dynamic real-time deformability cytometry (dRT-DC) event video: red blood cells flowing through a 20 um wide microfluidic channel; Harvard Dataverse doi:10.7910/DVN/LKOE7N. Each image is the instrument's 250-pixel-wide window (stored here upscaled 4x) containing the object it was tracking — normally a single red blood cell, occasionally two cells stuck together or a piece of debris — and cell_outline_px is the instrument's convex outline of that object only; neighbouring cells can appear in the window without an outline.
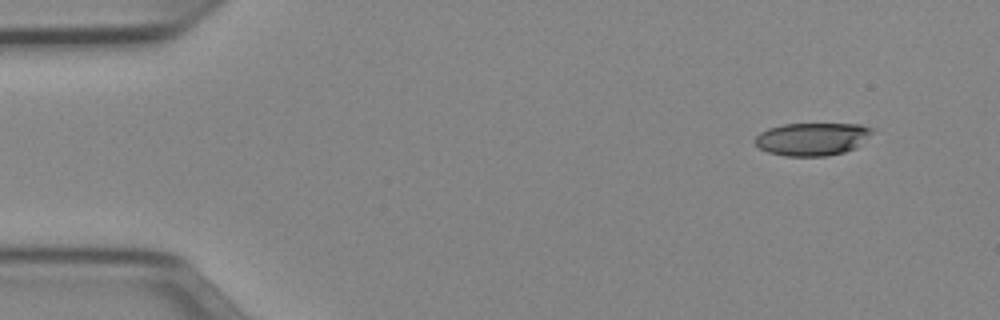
{"species": "Egyptian fruit bat (a non-hibernating species)", "species_latin": "Rousettus aegyptiacus", "temperature_condition": "cold", "stored_images_in_passage": 47, "camera_frame_rate_fps": 3000, "um_per_image_px": 0.085, "animal": {"sex": "female"}, "frame": {"image": 1, "passage_image": 1, "time_ms": 0.0, "image_size_px": [1000, 320], "cell_outline_px": [[876, 128], [856, 148], [844, 152], [828, 156], [784, 156], [768, 152], [760, 148], [756, 144], [756, 136], [760, 132], [768, 128], [784, 124], [860, 124]], "centroid_in_image_um": [69.05, 11.81], "position_along_channel_um": 15.9, "area_um2": 22.43}}
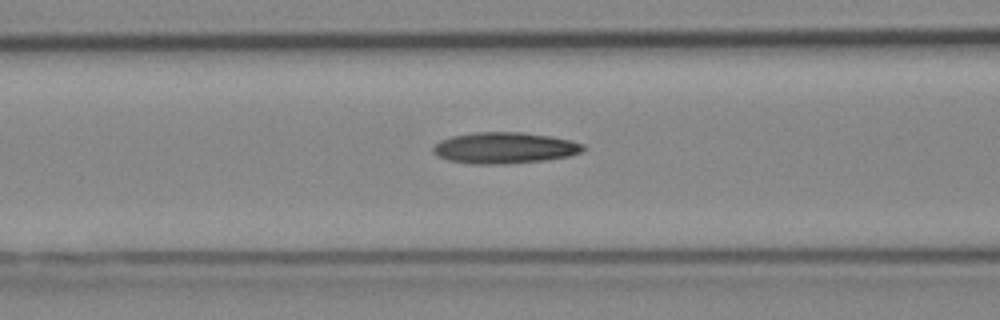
{"frame": {"image": 2, "passage_image": 17, "time_ms": 5.333, "image_size_px": [1000, 320], "cell_outline_px": [[588, 148], [580, 152], [568, 156], [544, 160], [508, 164], [472, 164], [448, 160], [432, 152], [432, 148], [440, 140], [452, 136], [472, 132], [520, 132], [552, 136], [572, 140], [584, 144]], "centroid_in_image_um": [42.91, 12.56], "position_along_channel_um": 123.7, "area_um2": 27.46}}
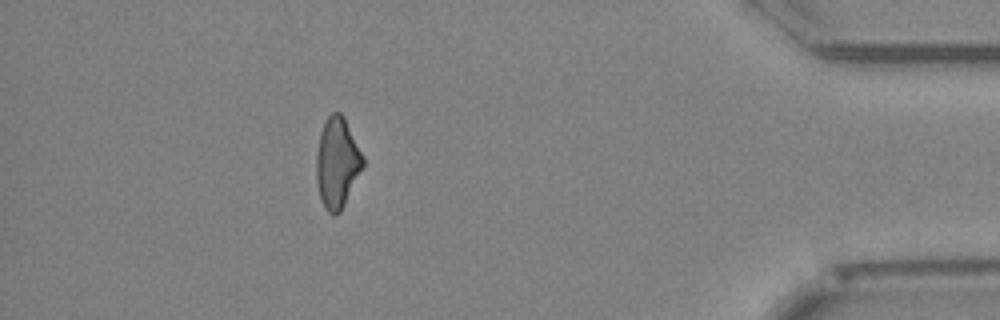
{"frame": {"image": 3, "passage_image": 42, "time_ms": 13.667, "image_size_px": [1000, 320], "cell_outline_px": [[364, 164], [340, 212], [336, 216], [332, 216], [324, 208], [320, 200], [316, 180], [316, 152], [320, 132], [328, 116], [332, 112], [340, 112], [344, 116], [364, 156]], "centroid_in_image_um": [28.64, 13.84], "position_along_channel_um": 406.6, "area_um2": 24.68}, "authors_computed_cell_mechanics": {"area_um2": 25.432, "velocity_mm_per_s": 3.9845, "shape_relaxation_time_tau1_ms": 7.4278, "shape_relaxation_time_tau2_ms": 7.7671, "deformation_change_tau1": 0.1816, "deformation_change_tau2": 0.2156}}